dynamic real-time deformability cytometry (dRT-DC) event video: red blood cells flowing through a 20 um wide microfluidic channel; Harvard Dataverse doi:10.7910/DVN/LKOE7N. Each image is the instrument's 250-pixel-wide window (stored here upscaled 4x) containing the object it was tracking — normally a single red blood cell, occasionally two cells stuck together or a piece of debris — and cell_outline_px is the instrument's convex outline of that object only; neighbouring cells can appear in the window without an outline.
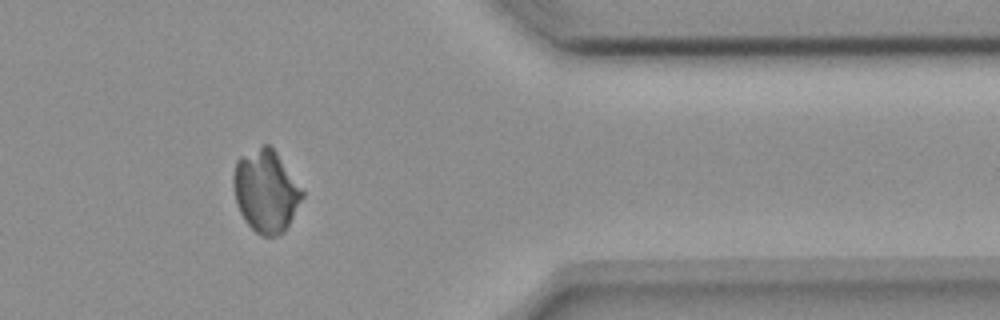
{"species": "common noctule bat (a hibernating species)", "species_latin": "Nyctalus noctula", "temperature_condition": "room temperature", "stored_images_in_passage": 49, "camera_frame_rate_fps": 3000, "um_per_image_px": 0.085, "animal": {"sex": "female", "body_mass_g": 18.4}, "frame": {"image": 1, "passage_image": 39, "time_ms": 12.667, "image_size_px": [1000, 320], "cell_outline_px": [[304, 196], [284, 232], [276, 236], [260, 236], [244, 220], [240, 212], [236, 200], [232, 184], [232, 176], [236, 160], [240, 156], [264, 144], [268, 144], [276, 152], [304, 192]], "centroid_in_image_um": [22.58, 16.24], "position_along_channel_um": 388.8, "area_um2": 32.89}}
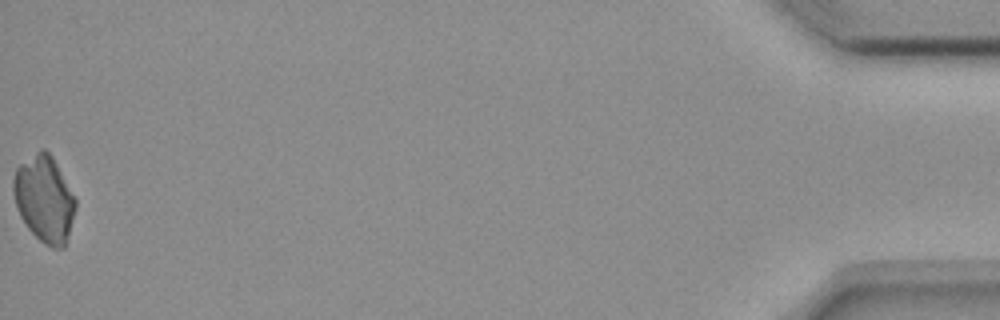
{"frame": {"image": 2, "passage_image": 49, "time_ms": 16.0, "image_size_px": [1000, 320], "cell_outline_px": [[76, 208], [64, 248], [52, 248], [44, 244], [28, 228], [20, 216], [12, 192], [12, 180], [16, 168], [20, 164], [40, 148], [44, 148], [52, 156], [76, 200]], "centroid_in_image_um": [3.75, 16.9], "position_along_channel_um": 431.5, "area_um2": 31.1}}